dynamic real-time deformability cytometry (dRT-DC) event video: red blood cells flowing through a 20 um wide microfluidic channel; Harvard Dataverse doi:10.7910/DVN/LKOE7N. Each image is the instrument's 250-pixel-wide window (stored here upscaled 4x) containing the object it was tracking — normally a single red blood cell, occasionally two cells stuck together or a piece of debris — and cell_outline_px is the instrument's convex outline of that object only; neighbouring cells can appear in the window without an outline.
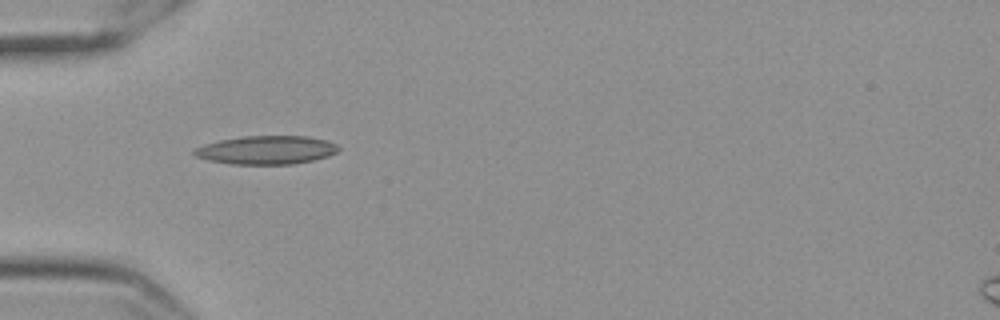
{"species": "Egyptian fruit bat (a non-hibernating species)", "species_latin": "Rousettus aegyptiacus", "temperature_condition": "cold", "stored_images_in_passage": 40, "camera_frame_rate_fps": 3000, "um_per_image_px": 0.085, "frame": {"image": 1, "passage_image": 1, "time_ms": 0.0, "image_size_px": [1000, 320], "cell_outline_px": [[340, 148], [336, 152], [328, 156], [312, 160], [292, 164], [232, 164], [208, 160], [196, 156], [192, 152], [196, 148], [204, 144], [220, 140], [244, 136], [308, 136], [328, 140], [336, 144]], "centroid_in_image_um": [22.66, 12.74], "position_along_channel_um": 62.3, "area_um2": 23.87}}
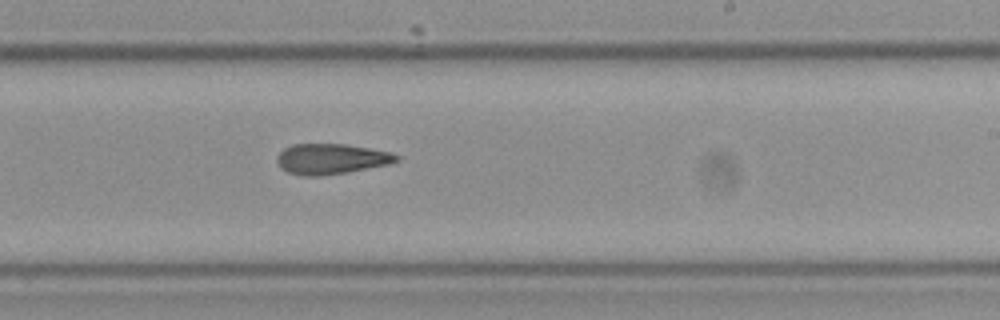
{"frame": {"image": 2, "passage_image": 18, "time_ms": 5.667, "image_size_px": [1000, 320], "cell_outline_px": [[400, 160], [388, 164], [348, 172], [320, 176], [304, 176], [288, 172], [280, 168], [276, 160], [276, 156], [284, 148], [292, 144], [348, 144], [392, 152], [400, 156]], "centroid_in_image_um": [28.15, 13.5], "position_along_channel_um": 260.9, "area_um2": 21.39}}
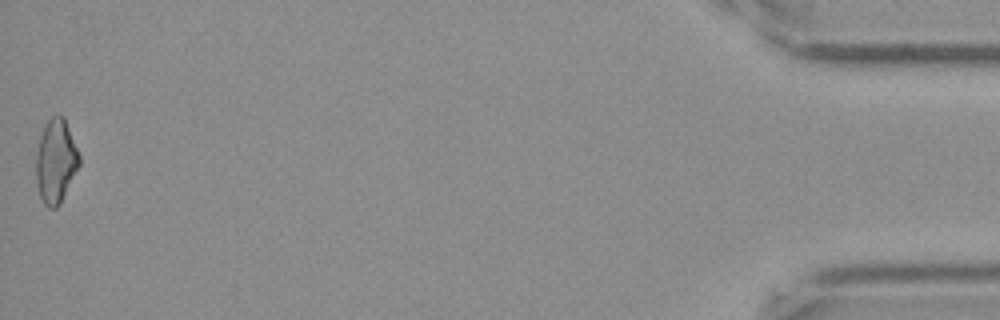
{"frame": {"image": 3, "passage_image": 40, "time_ms": 13.0, "image_size_px": [1000, 320], "cell_outline_px": [[80, 164], [60, 204], [56, 208], [48, 208], [44, 204], [40, 196], [36, 180], [36, 152], [40, 136], [48, 120], [52, 116], [64, 116], [80, 156]], "centroid_in_image_um": [4.74, 13.72], "position_along_channel_um": 430.5, "area_um2": 20.98}, "authors_computed_cell_mechanics": {"area_um2": 21.0392, "velocity_mm_per_s": 3.544, "shape_relaxation_time_tau1_ms": null, "shape_relaxation_time_tau2_ms": 5.509, "deformation_change_tau1": null, "deformation_change_tau2": 0.1524}}